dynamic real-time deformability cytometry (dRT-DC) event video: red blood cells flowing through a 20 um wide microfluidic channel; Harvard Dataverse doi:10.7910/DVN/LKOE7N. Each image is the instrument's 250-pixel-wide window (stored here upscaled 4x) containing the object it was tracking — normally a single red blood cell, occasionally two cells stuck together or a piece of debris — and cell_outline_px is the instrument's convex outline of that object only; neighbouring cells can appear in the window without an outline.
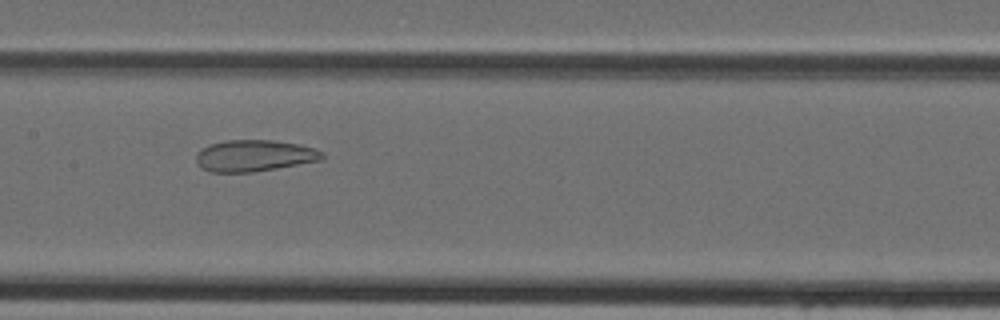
{"species": "Egyptian fruit bat (a non-hibernating species)", "species_latin": "Rousettus aegyptiacus", "temperature_condition": "cold", "stored_images_in_passage": 46, "camera_frame_rate_fps": 3000, "um_per_image_px": 0.085, "animal": {"sex": "female"}, "frame": {"image": 1, "passage_image": 23, "time_ms": 7.333, "image_size_px": [1000, 320], "cell_outline_px": [[324, 156], [320, 160], [276, 168], [252, 172], [208, 172], [200, 168], [196, 164], [196, 152], [200, 148], [208, 144], [228, 140], [272, 140], [300, 144], [324, 152]], "centroid_in_image_um": [21.54, 13.23], "position_along_channel_um": 185.9, "area_um2": 23.29}}
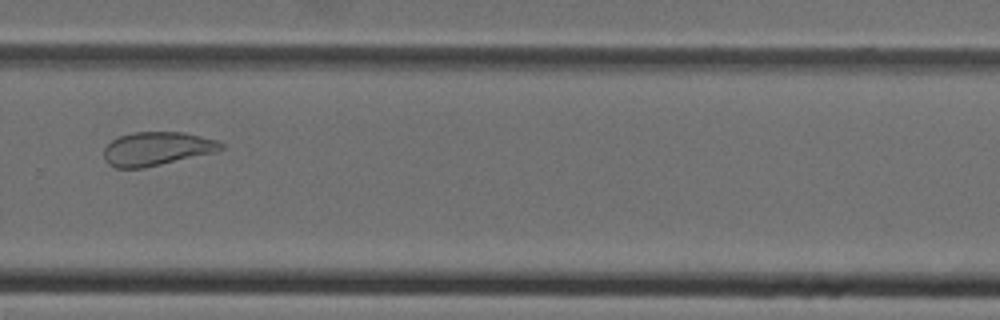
{"frame": {"image": 2, "passage_image": 32, "time_ms": 10.333, "image_size_px": [1000, 320], "cell_outline_px": [[224, 148], [212, 152], [144, 168], [116, 168], [108, 164], [104, 160], [104, 148], [112, 140], [120, 136], [132, 132], [184, 132], [216, 140], [224, 144]], "centroid_in_image_um": [13.28, 12.64], "position_along_channel_um": 316.5, "area_um2": 22.72}}
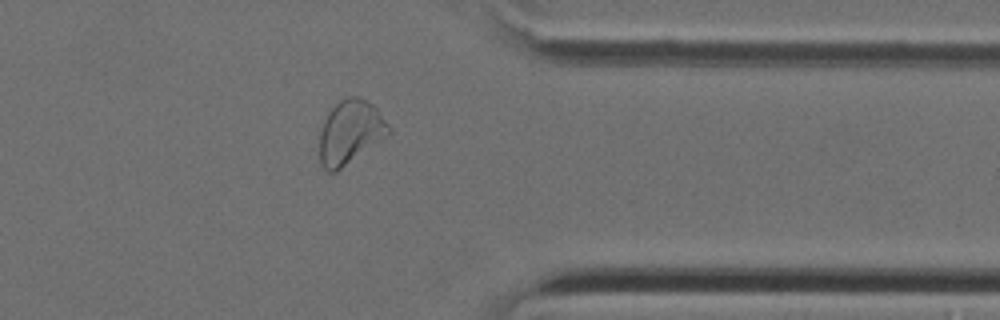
{"frame": {"image": 3, "passage_image": 37, "time_ms": 12.0, "image_size_px": [1000, 320], "cell_outline_px": [[392, 132], [388, 136], [336, 172], [328, 172], [320, 164], [320, 132], [324, 120], [328, 112], [340, 100], [348, 96], [356, 96], [372, 104], [376, 108], [392, 128]], "centroid_in_image_um": [29.78, 11.24], "position_along_channel_um": 381.6, "area_um2": 25.72}}